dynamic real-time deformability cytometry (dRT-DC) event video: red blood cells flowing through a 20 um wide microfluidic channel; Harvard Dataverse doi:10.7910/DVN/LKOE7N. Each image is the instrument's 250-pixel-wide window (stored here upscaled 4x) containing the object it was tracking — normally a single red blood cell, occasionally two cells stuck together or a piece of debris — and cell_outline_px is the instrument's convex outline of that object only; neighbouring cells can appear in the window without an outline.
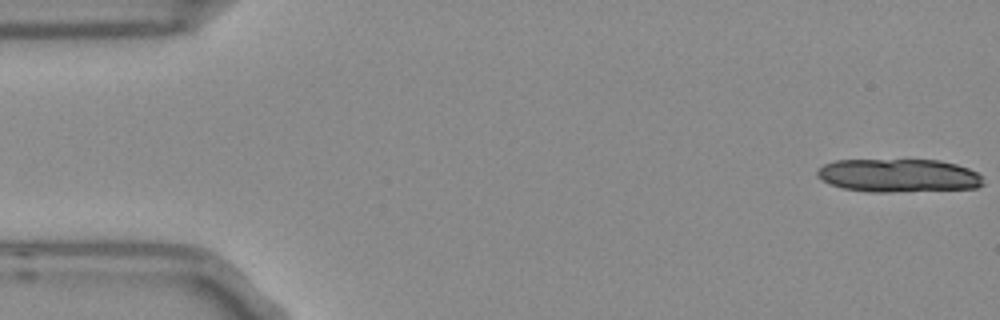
{"species": "Egyptian fruit bat (a non-hibernating species)", "species_latin": "Rousettus aegyptiacus", "temperature_condition": "room temperature", "stored_images_in_passage": 14, "camera_frame_rate_fps": 3000, "um_per_image_px": 0.085, "frame": {"image": 1, "passage_image": 1, "time_ms": 0.0, "image_size_px": [1000, 320], "cell_outline_px": [[984, 184], [976, 188], [888, 192], [868, 192], [844, 188], [832, 184], [816, 176], [816, 168], [824, 164], [836, 160], [940, 160], [956, 164], [968, 168], [976, 172], [980, 176]], "centroid_in_image_um": [76.35, 14.91], "position_along_channel_um": 8.6, "area_um2": 32.14}}